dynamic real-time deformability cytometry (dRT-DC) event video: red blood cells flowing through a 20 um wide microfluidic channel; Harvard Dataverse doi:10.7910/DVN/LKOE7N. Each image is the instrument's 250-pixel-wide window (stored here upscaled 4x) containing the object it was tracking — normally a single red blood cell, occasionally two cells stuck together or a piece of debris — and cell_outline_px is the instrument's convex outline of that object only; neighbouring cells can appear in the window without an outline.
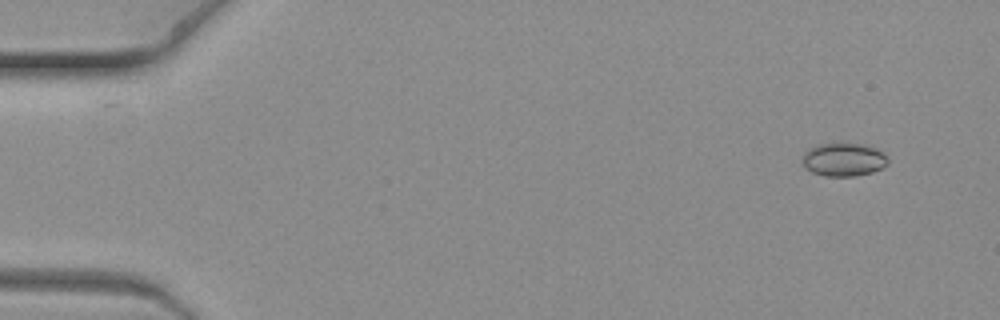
{"species": "common noctule bat (a hibernating species)", "species_latin": "Nyctalus noctula", "temperature_condition": "warm", "stored_images_in_passage": 10, "camera_frame_rate_fps": 3000, "um_per_image_px": 0.085, "animal": {"sex": "female", "body_mass_g": 19.3, "forearm_length_mm": 54.1}, "frame": {"image": 1, "passage_image": 2, "time_ms": 0.333, "image_size_px": [1000, 320], "cell_outline_px": [[888, 164], [872, 172], [856, 176], [824, 176], [812, 172], [804, 164], [804, 152], [808, 148], [816, 144], [864, 144], [876, 148], [884, 152], [888, 156]], "centroid_in_image_um": [71.75, 13.56], "position_along_channel_um": 13.3, "area_um2": 16.53}}
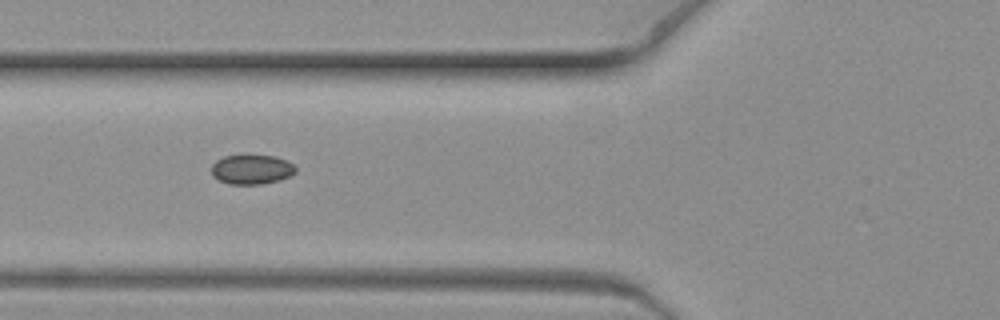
{"frame": {"image": 2, "passage_image": 9, "time_ms": 2.667, "image_size_px": [1000, 320], "cell_outline_px": [[296, 172], [280, 180], [260, 184], [228, 184], [212, 176], [212, 164], [216, 160], [224, 156], [272, 156], [284, 160], [292, 164], [296, 168]], "centroid_in_image_um": [21.36, 14.41], "position_along_channel_um": 104.4, "area_um2": 14.22}}
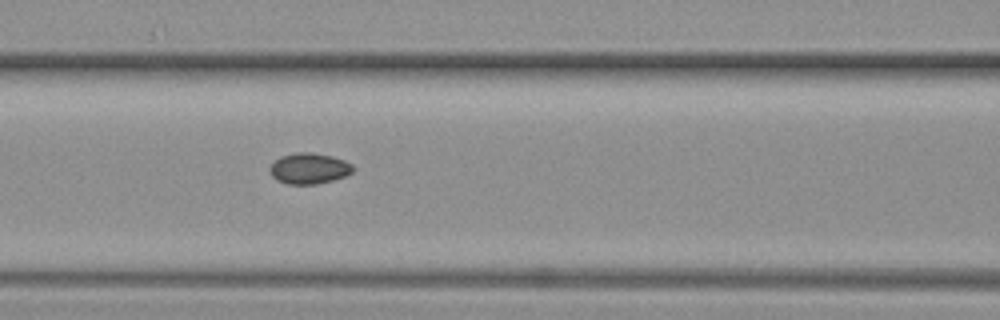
{"frame": {"image": 3, "passage_image": 10, "time_ms": 3.0, "image_size_px": [1000, 320], "cell_outline_px": [[352, 172], [344, 176], [332, 180], [316, 184], [288, 184], [276, 180], [272, 176], [268, 168], [280, 156], [296, 152], [312, 152], [332, 156], [344, 160], [352, 164]], "centroid_in_image_um": [26.24, 14.31], "position_along_channel_um": 140.4, "area_um2": 14.91}}